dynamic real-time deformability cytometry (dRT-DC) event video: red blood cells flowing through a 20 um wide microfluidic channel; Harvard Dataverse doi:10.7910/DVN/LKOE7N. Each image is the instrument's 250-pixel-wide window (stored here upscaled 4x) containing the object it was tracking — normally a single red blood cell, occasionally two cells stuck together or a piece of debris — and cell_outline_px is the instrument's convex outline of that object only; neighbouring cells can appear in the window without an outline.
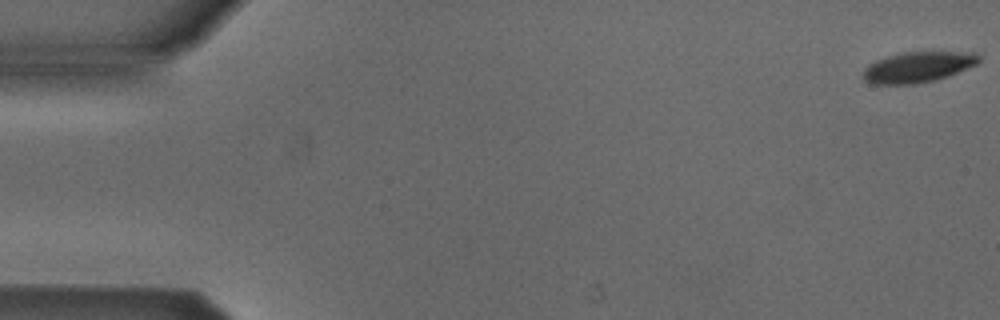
{"species": "Egyptian fruit bat (a non-hibernating species)", "species_latin": "Rousettus aegyptiacus", "temperature_condition": "cold", "stored_images_in_passage": 53, "camera_frame_rate_fps": 3000, "um_per_image_px": 0.085, "animal": {"sex": "male"}, "frame": {"image": 1, "passage_image": 1, "time_ms": 0.0, "image_size_px": [1000, 320], "cell_outline_px": [[980, 60], [976, 64], [948, 76], [916, 84], [872, 84], [864, 80], [864, 68], [868, 64], [876, 60], [900, 52], [976, 52], [980, 56]], "centroid_in_image_um": [78.01, 5.69], "position_along_channel_um": 7.0, "area_um2": 20.58}}
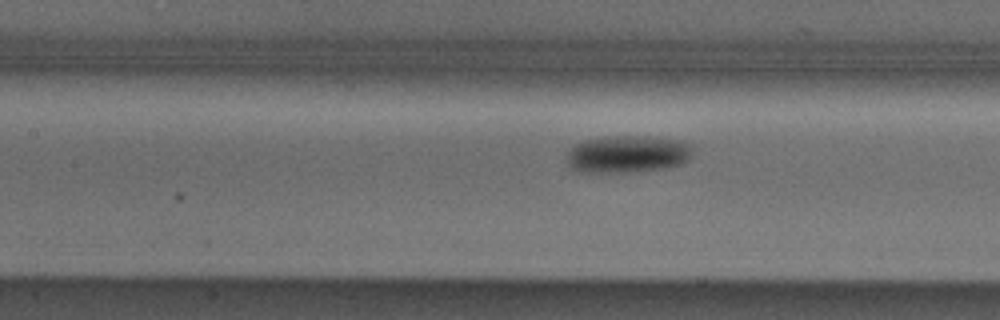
{"frame": {"image": 2, "passage_image": 24, "time_ms": 7.667, "image_size_px": [1000, 320], "cell_outline_px": [[692, 156], [688, 160], [680, 164], [668, 168], [624, 172], [576, 172], [568, 164], [568, 152], [576, 144], [584, 140], [604, 136], [648, 136], [680, 140], [692, 144]], "centroid_in_image_um": [53.37, 13.09], "position_along_channel_um": 154.0, "area_um2": 27.57}}
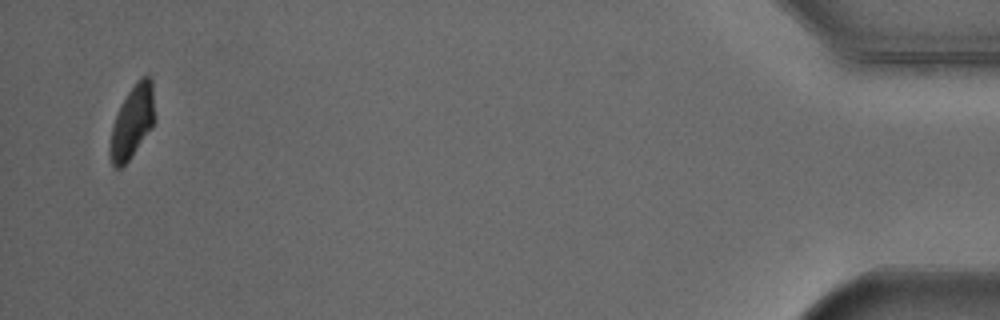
{"frame": {"image": 3, "passage_image": 52, "time_ms": 17.0, "image_size_px": [1000, 320], "cell_outline_px": [[156, 116], [152, 128], [128, 160], [120, 168], [112, 168], [108, 152], [108, 148], [112, 128], [116, 116], [128, 92], [140, 76], [148, 76], [152, 80]], "centroid_in_image_um": [11.25, 10.37], "position_along_channel_um": 423.9, "area_um2": 19.02}, "authors_computed_cell_mechanics": {"area_um2": 23.5246, "velocity_mm_per_s": 3.8457, "shape_relaxation_time_tau1_ms": 1.5824, "shape_relaxation_time_tau2_ms": null, "deformation_change_tau1": 0.0974, "deformation_change_tau2": null}}